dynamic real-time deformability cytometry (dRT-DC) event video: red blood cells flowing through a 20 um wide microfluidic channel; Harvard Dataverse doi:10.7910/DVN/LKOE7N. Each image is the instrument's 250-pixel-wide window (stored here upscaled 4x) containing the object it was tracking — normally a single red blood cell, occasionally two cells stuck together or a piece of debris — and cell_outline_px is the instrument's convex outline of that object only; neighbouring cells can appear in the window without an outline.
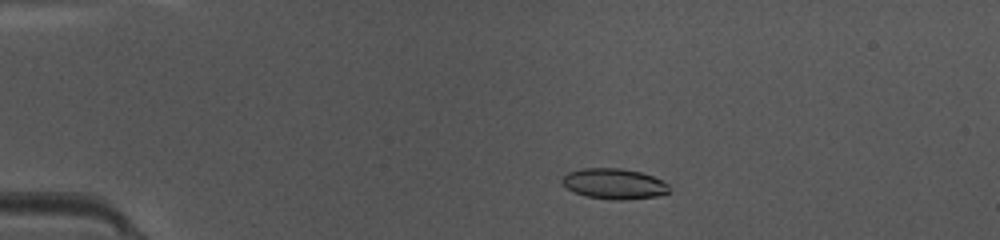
{"species": "common noctule bat (a hibernating species)", "species_latin": "Nyctalus noctula", "temperature_condition": "warm", "stored_images_in_passage": 48, "camera_frame_rate_fps": 3000, "um_per_image_px": 0.085, "animal": {"sex": "female", "body_mass_g": 10.0, "forearm_length_mm": 53.1}, "frame": {"image": 1, "passage_image": 10, "time_ms": 3.0, "image_size_px": [1000, 240], "cell_outline_px": [[672, 188], [668, 192], [656, 196], [624, 200], [612, 200], [584, 196], [568, 188], [560, 180], [568, 172], [584, 168], [620, 168], [640, 172], [664, 180]], "centroid_in_image_um": [52.23, 15.62], "position_along_channel_um": 32.8, "area_um2": 19.07}}
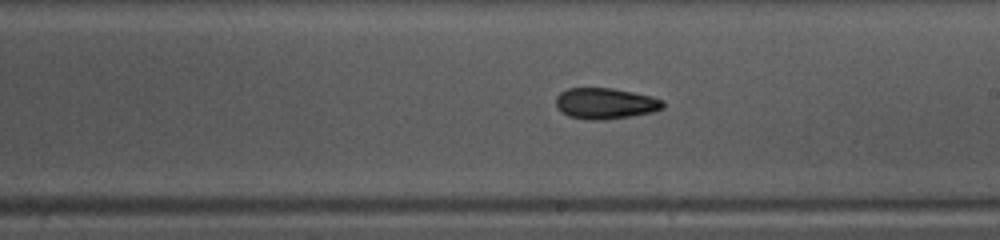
{"frame": {"image": 2, "passage_image": 28, "time_ms": 9.0, "image_size_px": [1000, 240], "cell_outline_px": [[664, 108], [652, 112], [632, 116], [604, 120], [588, 120], [568, 116], [560, 112], [556, 104], [556, 96], [560, 92], [568, 88], [612, 88], [652, 96], [664, 100]], "centroid_in_image_um": [51.45, 8.8], "position_along_channel_um": 237.6, "area_um2": 19.54}}
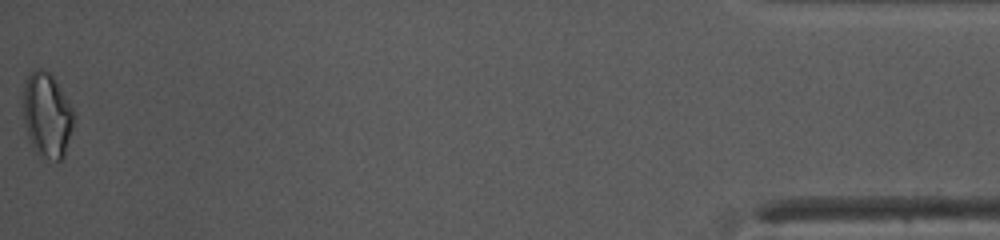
{"frame": {"image": 3, "passage_image": 48, "time_ms": 15.667, "image_size_px": [1000, 240], "cell_outline_px": [[72, 128], [64, 156], [60, 160], [40, 160], [32, 148], [24, 124], [24, 84], [28, 76], [36, 68], [44, 68], [52, 76], [68, 100], [72, 108]], "centroid_in_image_um": [3.97, 9.84], "position_along_channel_um": 431.2, "area_um2": 24.91}, "authors_computed_cell_mechanics": {"area_um2": 19.0451, "velocity_mm_per_s": 4.2083, "shape_relaxation_time_tau1_ms": 9.2279, "shape_relaxation_time_tau2_ms": 4.2722, "deformation_change_tau1": 0.1668, "deformation_change_tau2": 0.0981}}